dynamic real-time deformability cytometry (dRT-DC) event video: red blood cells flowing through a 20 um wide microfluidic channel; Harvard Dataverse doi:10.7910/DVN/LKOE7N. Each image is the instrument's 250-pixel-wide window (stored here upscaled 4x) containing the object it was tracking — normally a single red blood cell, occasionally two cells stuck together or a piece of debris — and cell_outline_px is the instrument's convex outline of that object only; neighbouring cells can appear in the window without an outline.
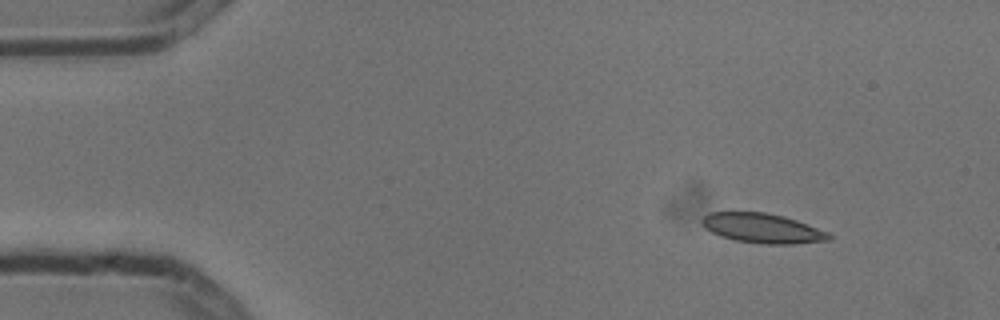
{"species": "common noctule bat (a hibernating species)", "species_latin": "Nyctalus noctula", "temperature_condition": "cold", "stored_images_in_passage": 6, "camera_frame_rate_fps": 3000, "um_per_image_px": 0.085, "animal": {"sex": "male", "body_mass_g": 13.3}, "frame": {"image": 1, "passage_image": 1, "time_ms": 0.0, "image_size_px": [1000, 320], "cell_outline_px": [[832, 240], [792, 244], [764, 244], [736, 240], [720, 236], [712, 232], [700, 220], [708, 212], [764, 212], [784, 216], [796, 220], [828, 232], [832, 236]], "centroid_in_image_um": [64.84, 19.4], "position_along_channel_um": 20.2, "area_um2": 21.79}}
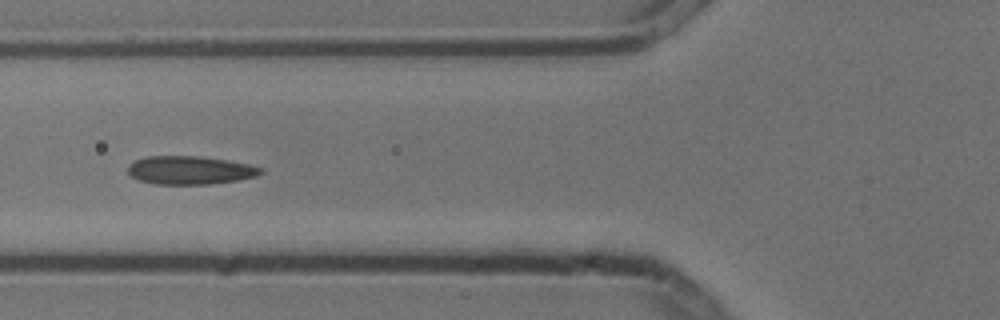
{"frame": {"image": 2, "passage_image": 5, "time_ms": 1.333, "image_size_px": [1000, 320], "cell_outline_px": [[264, 172], [256, 176], [236, 180], [208, 184], [152, 184], [140, 180], [132, 176], [128, 172], [128, 168], [136, 160], [148, 156], [200, 156], [228, 160], [248, 164], [264, 168]], "centroid_in_image_um": [16.19, 14.46], "position_along_channel_um": 109.6, "area_um2": 21.79}}
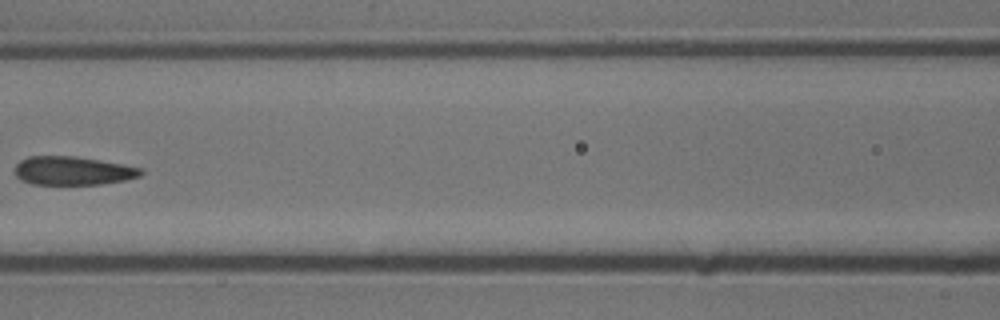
{"frame": {"image": 3, "passage_image": 6, "time_ms": 1.667, "image_size_px": [1000, 320], "cell_outline_px": [[144, 172], [140, 176], [124, 180], [100, 184], [32, 184], [20, 180], [16, 176], [16, 164], [20, 160], [28, 156], [72, 156], [144, 168]], "centroid_in_image_um": [6.17, 14.52], "position_along_channel_um": 160.4, "area_um2": 20.81}}